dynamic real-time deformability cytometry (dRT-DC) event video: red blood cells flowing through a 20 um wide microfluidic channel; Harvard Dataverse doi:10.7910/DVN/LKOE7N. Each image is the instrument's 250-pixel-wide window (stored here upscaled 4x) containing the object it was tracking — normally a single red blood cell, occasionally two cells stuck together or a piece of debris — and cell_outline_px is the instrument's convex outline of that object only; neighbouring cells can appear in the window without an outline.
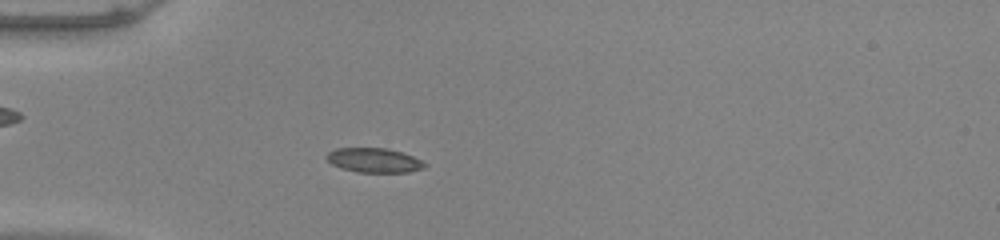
{"species": "common noctule bat (a hibernating species)", "species_latin": "Nyctalus noctula", "temperature_condition": "warm", "stored_images_in_passage": 51, "camera_frame_rate_fps": 3000, "um_per_image_px": 0.085, "animal": {"sex": "male", "body_mass_g": 20.0, "forearm_length_mm": 53.3}, "frame": {"image": 1, "passage_image": 15, "time_ms": 4.667, "image_size_px": [1000, 240], "cell_outline_px": [[428, 164], [424, 168], [408, 172], [356, 172], [340, 168], [332, 164], [324, 156], [328, 152], [336, 148], [388, 148], [412, 156]], "centroid_in_image_um": [31.77, 13.62], "position_along_channel_um": 53.2, "area_um2": 13.99}}
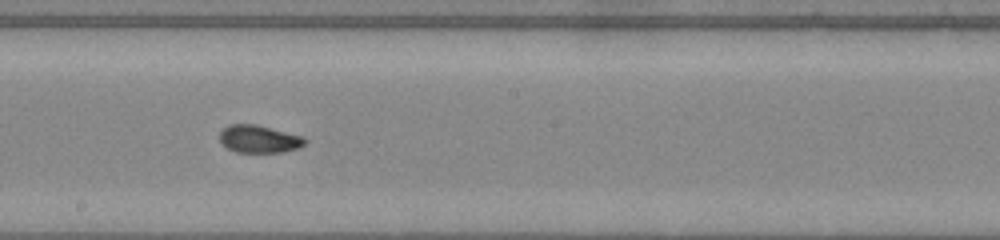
{"frame": {"image": 2, "passage_image": 29, "time_ms": 9.333, "image_size_px": [1000, 240], "cell_outline_px": [[308, 140], [304, 144], [296, 148], [280, 152], [236, 152], [228, 148], [220, 140], [220, 132], [228, 124], [256, 124], [304, 136]], "centroid_in_image_um": [22.03, 11.8], "position_along_channel_um": 226.2, "area_um2": 13.64}}
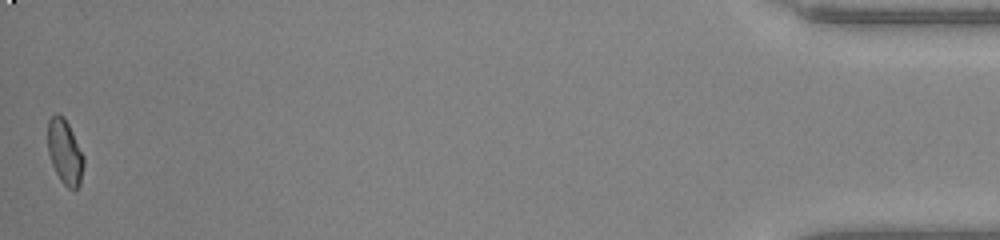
{"frame": {"image": 3, "passage_image": 51, "time_ms": 16.667, "image_size_px": [1000, 240], "cell_outline_px": [[84, 164], [80, 184], [72, 192], [60, 180], [52, 164], [48, 152], [48, 120], [56, 112], [64, 116], [84, 156]], "centroid_in_image_um": [5.51, 12.93], "position_along_channel_um": 429.7, "area_um2": 13.58}, "authors_computed_cell_mechanics": {"area_um2": 13.6408, "velocity_mm_per_s": 3.998, "shape_relaxation_time_tau1_ms": null, "shape_relaxation_time_tau2_ms": 0.8479, "deformation_change_tau1": null, "deformation_change_tau2": 0.0482}}